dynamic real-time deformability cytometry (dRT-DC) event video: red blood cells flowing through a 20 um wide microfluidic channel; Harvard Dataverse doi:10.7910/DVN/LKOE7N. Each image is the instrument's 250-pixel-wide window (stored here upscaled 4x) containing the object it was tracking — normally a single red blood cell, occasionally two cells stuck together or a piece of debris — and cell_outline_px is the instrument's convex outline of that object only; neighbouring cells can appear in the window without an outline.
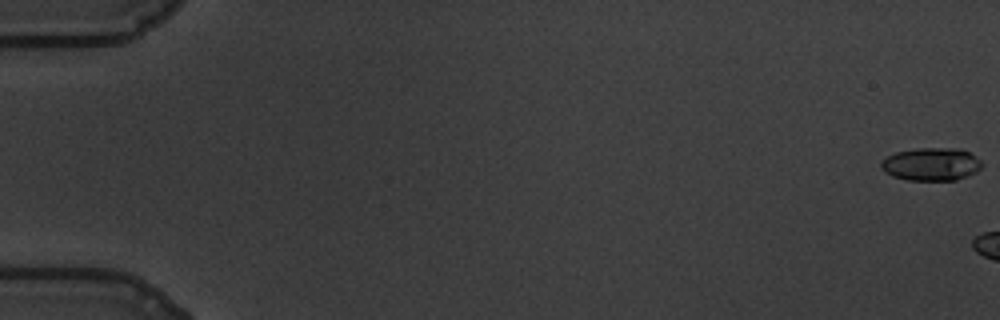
{"species": "common noctule bat (a hibernating species)", "species_latin": "Nyctalus noctula", "temperature_condition": "warm", "stored_images_in_passage": 7, "camera_frame_rate_fps": 3000, "um_per_image_px": 0.085, "animal": {"sex": "male", "body_mass_g": 19.5, "forearm_length_mm": 54.6}, "frame": {"image": 1, "passage_image": 1, "time_ms": 0.0, "image_size_px": [1000, 320], "cell_outline_px": [[984, 164], [976, 172], [968, 176], [956, 180], [908, 180], [892, 176], [884, 172], [880, 168], [880, 160], [896, 152], [916, 148], [960, 148], [968, 152], [980, 160]], "centroid_in_image_um": [79.14, 13.96], "position_along_channel_um": 5.9, "area_um2": 19.54}}